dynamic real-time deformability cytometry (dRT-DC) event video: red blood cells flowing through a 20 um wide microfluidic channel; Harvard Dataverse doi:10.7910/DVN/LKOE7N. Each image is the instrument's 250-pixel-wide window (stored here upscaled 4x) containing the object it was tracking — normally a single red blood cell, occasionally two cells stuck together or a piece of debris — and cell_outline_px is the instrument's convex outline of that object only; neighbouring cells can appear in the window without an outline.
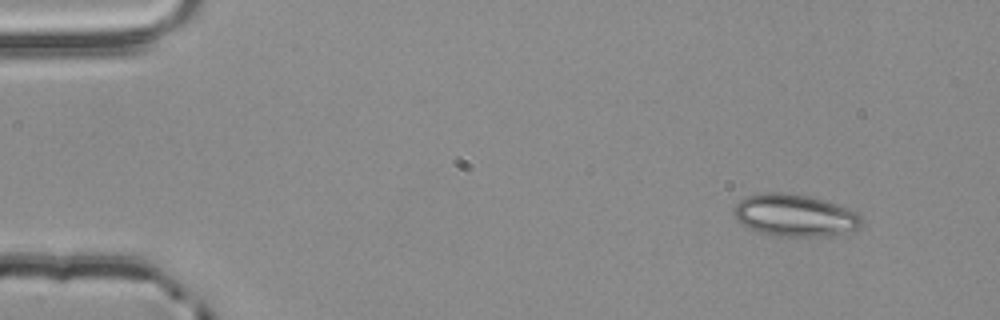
{"species": "common noctule bat (a hibernating species)", "species_latin": "Nyctalus noctula", "temperature_condition": "room temperature", "stored_images_in_passage": 3, "camera_frame_rate_fps": 3000, "um_per_image_px": 0.085, "animal": {"sex": "male", "body_mass_g": 20.4}, "frame": {"image": 1, "passage_image": 1, "time_ms": 0.0, "image_size_px": [1000, 320], "cell_outline_px": [[864, 224], [856, 228], [824, 236], [776, 236], [760, 232], [744, 224], [732, 216], [732, 208], [740, 200], [748, 196], [764, 192], [784, 192], [808, 196], [824, 200], [848, 208], [856, 212], [864, 220]], "centroid_in_image_um": [67.53, 18.28], "position_along_channel_um": 17.5, "area_um2": 31.1}}